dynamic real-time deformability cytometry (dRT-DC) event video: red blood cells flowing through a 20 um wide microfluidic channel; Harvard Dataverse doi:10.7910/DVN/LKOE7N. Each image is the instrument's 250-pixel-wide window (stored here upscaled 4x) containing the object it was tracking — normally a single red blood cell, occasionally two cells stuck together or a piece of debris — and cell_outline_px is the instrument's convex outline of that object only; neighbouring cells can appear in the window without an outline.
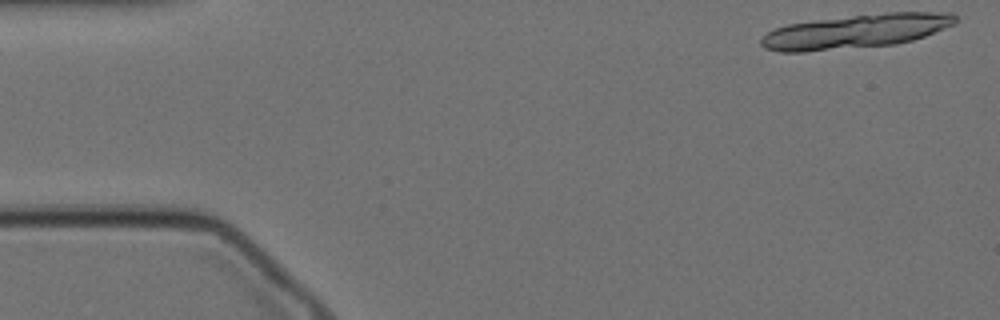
{"species": "Egyptian fruit bat (a non-hibernating species)", "species_latin": "Rousettus aegyptiacus", "temperature_condition": "cold", "stored_images_in_passage": 17, "camera_frame_rate_fps": 3000, "um_per_image_px": 0.085, "animal": {"sex": "female"}, "frame": {"image": 1, "passage_image": 1, "time_ms": 0.0, "image_size_px": [1000, 320], "cell_outline_px": [[956, 24], [924, 36], [912, 40], [896, 44], [804, 52], [780, 52], [764, 48], [760, 44], [760, 40], [768, 32], [776, 28], [788, 24], [812, 20], [888, 12], [952, 12], [956, 16]], "centroid_in_image_um": [72.76, 2.66], "position_along_channel_um": 12.2, "area_um2": 38.49}}